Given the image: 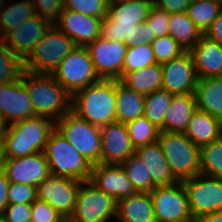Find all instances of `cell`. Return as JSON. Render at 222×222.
Returning <instances> with one entry per match:
<instances>
[{
	"mask_svg": "<svg viewBox=\"0 0 222 222\" xmlns=\"http://www.w3.org/2000/svg\"><path fill=\"white\" fill-rule=\"evenodd\" d=\"M21 80L30 96L34 116H43L56 122L71 111L72 96L47 73L23 70Z\"/></svg>",
	"mask_w": 222,
	"mask_h": 222,
	"instance_id": "1",
	"label": "cell"
},
{
	"mask_svg": "<svg viewBox=\"0 0 222 222\" xmlns=\"http://www.w3.org/2000/svg\"><path fill=\"white\" fill-rule=\"evenodd\" d=\"M115 97L116 80L100 79L72 95L71 111L101 127L116 121Z\"/></svg>",
	"mask_w": 222,
	"mask_h": 222,
	"instance_id": "2",
	"label": "cell"
},
{
	"mask_svg": "<svg viewBox=\"0 0 222 222\" xmlns=\"http://www.w3.org/2000/svg\"><path fill=\"white\" fill-rule=\"evenodd\" d=\"M56 122L43 116H32L7 125L4 135L7 158H20L43 152Z\"/></svg>",
	"mask_w": 222,
	"mask_h": 222,
	"instance_id": "3",
	"label": "cell"
},
{
	"mask_svg": "<svg viewBox=\"0 0 222 222\" xmlns=\"http://www.w3.org/2000/svg\"><path fill=\"white\" fill-rule=\"evenodd\" d=\"M153 5L152 0H122L109 4L107 16L101 21L100 35L131 47L136 25L146 21Z\"/></svg>",
	"mask_w": 222,
	"mask_h": 222,
	"instance_id": "4",
	"label": "cell"
},
{
	"mask_svg": "<svg viewBox=\"0 0 222 222\" xmlns=\"http://www.w3.org/2000/svg\"><path fill=\"white\" fill-rule=\"evenodd\" d=\"M43 153L46 155L50 175L79 181L90 179L92 165L55 130L50 134Z\"/></svg>",
	"mask_w": 222,
	"mask_h": 222,
	"instance_id": "5",
	"label": "cell"
},
{
	"mask_svg": "<svg viewBox=\"0 0 222 222\" xmlns=\"http://www.w3.org/2000/svg\"><path fill=\"white\" fill-rule=\"evenodd\" d=\"M158 143L178 181L193 178L200 173V148L183 132L160 131Z\"/></svg>",
	"mask_w": 222,
	"mask_h": 222,
	"instance_id": "6",
	"label": "cell"
},
{
	"mask_svg": "<svg viewBox=\"0 0 222 222\" xmlns=\"http://www.w3.org/2000/svg\"><path fill=\"white\" fill-rule=\"evenodd\" d=\"M76 47L71 38L55 25H51L24 61V69L34 73L52 74L58 64Z\"/></svg>",
	"mask_w": 222,
	"mask_h": 222,
	"instance_id": "7",
	"label": "cell"
},
{
	"mask_svg": "<svg viewBox=\"0 0 222 222\" xmlns=\"http://www.w3.org/2000/svg\"><path fill=\"white\" fill-rule=\"evenodd\" d=\"M56 129L92 166L101 163L100 126L70 111L56 121Z\"/></svg>",
	"mask_w": 222,
	"mask_h": 222,
	"instance_id": "8",
	"label": "cell"
},
{
	"mask_svg": "<svg viewBox=\"0 0 222 222\" xmlns=\"http://www.w3.org/2000/svg\"><path fill=\"white\" fill-rule=\"evenodd\" d=\"M117 201L89 180L81 181L74 210L66 222H108L116 216Z\"/></svg>",
	"mask_w": 222,
	"mask_h": 222,
	"instance_id": "9",
	"label": "cell"
},
{
	"mask_svg": "<svg viewBox=\"0 0 222 222\" xmlns=\"http://www.w3.org/2000/svg\"><path fill=\"white\" fill-rule=\"evenodd\" d=\"M52 76L72 96L100 80L86 47L77 46L52 72Z\"/></svg>",
	"mask_w": 222,
	"mask_h": 222,
	"instance_id": "10",
	"label": "cell"
},
{
	"mask_svg": "<svg viewBox=\"0 0 222 222\" xmlns=\"http://www.w3.org/2000/svg\"><path fill=\"white\" fill-rule=\"evenodd\" d=\"M150 197L156 222H195L182 181L171 186L155 187Z\"/></svg>",
	"mask_w": 222,
	"mask_h": 222,
	"instance_id": "11",
	"label": "cell"
},
{
	"mask_svg": "<svg viewBox=\"0 0 222 222\" xmlns=\"http://www.w3.org/2000/svg\"><path fill=\"white\" fill-rule=\"evenodd\" d=\"M194 221L202 216L222 211V178L197 174L182 181Z\"/></svg>",
	"mask_w": 222,
	"mask_h": 222,
	"instance_id": "12",
	"label": "cell"
},
{
	"mask_svg": "<svg viewBox=\"0 0 222 222\" xmlns=\"http://www.w3.org/2000/svg\"><path fill=\"white\" fill-rule=\"evenodd\" d=\"M100 79L119 80L128 46L101 35L86 46Z\"/></svg>",
	"mask_w": 222,
	"mask_h": 222,
	"instance_id": "13",
	"label": "cell"
},
{
	"mask_svg": "<svg viewBox=\"0 0 222 222\" xmlns=\"http://www.w3.org/2000/svg\"><path fill=\"white\" fill-rule=\"evenodd\" d=\"M81 181L49 175L37 187V198L48 203L66 221L70 218Z\"/></svg>",
	"mask_w": 222,
	"mask_h": 222,
	"instance_id": "14",
	"label": "cell"
},
{
	"mask_svg": "<svg viewBox=\"0 0 222 222\" xmlns=\"http://www.w3.org/2000/svg\"><path fill=\"white\" fill-rule=\"evenodd\" d=\"M162 89L172 95L194 94L198 76L189 51L161 65Z\"/></svg>",
	"mask_w": 222,
	"mask_h": 222,
	"instance_id": "15",
	"label": "cell"
},
{
	"mask_svg": "<svg viewBox=\"0 0 222 222\" xmlns=\"http://www.w3.org/2000/svg\"><path fill=\"white\" fill-rule=\"evenodd\" d=\"M50 27L47 20L36 14L8 32L1 40L24 62Z\"/></svg>",
	"mask_w": 222,
	"mask_h": 222,
	"instance_id": "16",
	"label": "cell"
},
{
	"mask_svg": "<svg viewBox=\"0 0 222 222\" xmlns=\"http://www.w3.org/2000/svg\"><path fill=\"white\" fill-rule=\"evenodd\" d=\"M3 170L10 182L35 187L50 175L48 161L43 152L20 158H7Z\"/></svg>",
	"mask_w": 222,
	"mask_h": 222,
	"instance_id": "17",
	"label": "cell"
},
{
	"mask_svg": "<svg viewBox=\"0 0 222 222\" xmlns=\"http://www.w3.org/2000/svg\"><path fill=\"white\" fill-rule=\"evenodd\" d=\"M100 130L102 164L120 165L135 153L126 124L114 121L101 126Z\"/></svg>",
	"mask_w": 222,
	"mask_h": 222,
	"instance_id": "18",
	"label": "cell"
},
{
	"mask_svg": "<svg viewBox=\"0 0 222 222\" xmlns=\"http://www.w3.org/2000/svg\"><path fill=\"white\" fill-rule=\"evenodd\" d=\"M0 114L7 125L34 116L30 96L21 78L0 84Z\"/></svg>",
	"mask_w": 222,
	"mask_h": 222,
	"instance_id": "19",
	"label": "cell"
},
{
	"mask_svg": "<svg viewBox=\"0 0 222 222\" xmlns=\"http://www.w3.org/2000/svg\"><path fill=\"white\" fill-rule=\"evenodd\" d=\"M89 181L116 201L137 193L121 165H93Z\"/></svg>",
	"mask_w": 222,
	"mask_h": 222,
	"instance_id": "20",
	"label": "cell"
},
{
	"mask_svg": "<svg viewBox=\"0 0 222 222\" xmlns=\"http://www.w3.org/2000/svg\"><path fill=\"white\" fill-rule=\"evenodd\" d=\"M101 21L92 16L62 10L54 25L71 38L76 46L86 47L100 36Z\"/></svg>",
	"mask_w": 222,
	"mask_h": 222,
	"instance_id": "21",
	"label": "cell"
},
{
	"mask_svg": "<svg viewBox=\"0 0 222 222\" xmlns=\"http://www.w3.org/2000/svg\"><path fill=\"white\" fill-rule=\"evenodd\" d=\"M198 78L222 76V46L205 35L189 51Z\"/></svg>",
	"mask_w": 222,
	"mask_h": 222,
	"instance_id": "22",
	"label": "cell"
},
{
	"mask_svg": "<svg viewBox=\"0 0 222 222\" xmlns=\"http://www.w3.org/2000/svg\"><path fill=\"white\" fill-rule=\"evenodd\" d=\"M135 153L148 169L154 187L171 186L178 182L158 141L136 148Z\"/></svg>",
	"mask_w": 222,
	"mask_h": 222,
	"instance_id": "23",
	"label": "cell"
},
{
	"mask_svg": "<svg viewBox=\"0 0 222 222\" xmlns=\"http://www.w3.org/2000/svg\"><path fill=\"white\" fill-rule=\"evenodd\" d=\"M118 222H156L149 192H137L117 201Z\"/></svg>",
	"mask_w": 222,
	"mask_h": 222,
	"instance_id": "24",
	"label": "cell"
},
{
	"mask_svg": "<svg viewBox=\"0 0 222 222\" xmlns=\"http://www.w3.org/2000/svg\"><path fill=\"white\" fill-rule=\"evenodd\" d=\"M194 96L197 110L222 121V76L198 78Z\"/></svg>",
	"mask_w": 222,
	"mask_h": 222,
	"instance_id": "25",
	"label": "cell"
},
{
	"mask_svg": "<svg viewBox=\"0 0 222 222\" xmlns=\"http://www.w3.org/2000/svg\"><path fill=\"white\" fill-rule=\"evenodd\" d=\"M184 134L192 143L201 148L222 136V121L208 113L196 110Z\"/></svg>",
	"mask_w": 222,
	"mask_h": 222,
	"instance_id": "26",
	"label": "cell"
},
{
	"mask_svg": "<svg viewBox=\"0 0 222 222\" xmlns=\"http://www.w3.org/2000/svg\"><path fill=\"white\" fill-rule=\"evenodd\" d=\"M196 110L194 94L173 95L164 118V131L184 133Z\"/></svg>",
	"mask_w": 222,
	"mask_h": 222,
	"instance_id": "27",
	"label": "cell"
},
{
	"mask_svg": "<svg viewBox=\"0 0 222 222\" xmlns=\"http://www.w3.org/2000/svg\"><path fill=\"white\" fill-rule=\"evenodd\" d=\"M119 81L138 94L147 96L162 89V67L155 63L144 69L126 72L122 74Z\"/></svg>",
	"mask_w": 222,
	"mask_h": 222,
	"instance_id": "28",
	"label": "cell"
},
{
	"mask_svg": "<svg viewBox=\"0 0 222 222\" xmlns=\"http://www.w3.org/2000/svg\"><path fill=\"white\" fill-rule=\"evenodd\" d=\"M145 96L116 80V121L126 124L144 113Z\"/></svg>",
	"mask_w": 222,
	"mask_h": 222,
	"instance_id": "29",
	"label": "cell"
},
{
	"mask_svg": "<svg viewBox=\"0 0 222 222\" xmlns=\"http://www.w3.org/2000/svg\"><path fill=\"white\" fill-rule=\"evenodd\" d=\"M169 21V35L185 51H190L204 35L189 18L187 12L171 13Z\"/></svg>",
	"mask_w": 222,
	"mask_h": 222,
	"instance_id": "30",
	"label": "cell"
},
{
	"mask_svg": "<svg viewBox=\"0 0 222 222\" xmlns=\"http://www.w3.org/2000/svg\"><path fill=\"white\" fill-rule=\"evenodd\" d=\"M36 15L32 0L9 4L0 10V39L23 21Z\"/></svg>",
	"mask_w": 222,
	"mask_h": 222,
	"instance_id": "31",
	"label": "cell"
},
{
	"mask_svg": "<svg viewBox=\"0 0 222 222\" xmlns=\"http://www.w3.org/2000/svg\"><path fill=\"white\" fill-rule=\"evenodd\" d=\"M173 95L159 89L145 96L143 115L160 131H164V118L170 107Z\"/></svg>",
	"mask_w": 222,
	"mask_h": 222,
	"instance_id": "32",
	"label": "cell"
},
{
	"mask_svg": "<svg viewBox=\"0 0 222 222\" xmlns=\"http://www.w3.org/2000/svg\"><path fill=\"white\" fill-rule=\"evenodd\" d=\"M222 10V0L192 1L187 9L189 18L204 34Z\"/></svg>",
	"mask_w": 222,
	"mask_h": 222,
	"instance_id": "33",
	"label": "cell"
},
{
	"mask_svg": "<svg viewBox=\"0 0 222 222\" xmlns=\"http://www.w3.org/2000/svg\"><path fill=\"white\" fill-rule=\"evenodd\" d=\"M128 179L137 192H152L154 185L144 162L133 153L127 160L120 164Z\"/></svg>",
	"mask_w": 222,
	"mask_h": 222,
	"instance_id": "34",
	"label": "cell"
},
{
	"mask_svg": "<svg viewBox=\"0 0 222 222\" xmlns=\"http://www.w3.org/2000/svg\"><path fill=\"white\" fill-rule=\"evenodd\" d=\"M200 173L222 178V136L200 148Z\"/></svg>",
	"mask_w": 222,
	"mask_h": 222,
	"instance_id": "35",
	"label": "cell"
},
{
	"mask_svg": "<svg viewBox=\"0 0 222 222\" xmlns=\"http://www.w3.org/2000/svg\"><path fill=\"white\" fill-rule=\"evenodd\" d=\"M132 146L136 149L158 141L160 129L144 115L126 123Z\"/></svg>",
	"mask_w": 222,
	"mask_h": 222,
	"instance_id": "36",
	"label": "cell"
},
{
	"mask_svg": "<svg viewBox=\"0 0 222 222\" xmlns=\"http://www.w3.org/2000/svg\"><path fill=\"white\" fill-rule=\"evenodd\" d=\"M24 62L0 39V84L20 79Z\"/></svg>",
	"mask_w": 222,
	"mask_h": 222,
	"instance_id": "37",
	"label": "cell"
},
{
	"mask_svg": "<svg viewBox=\"0 0 222 222\" xmlns=\"http://www.w3.org/2000/svg\"><path fill=\"white\" fill-rule=\"evenodd\" d=\"M157 63L151 44H140L127 48L122 74L144 69L146 66Z\"/></svg>",
	"mask_w": 222,
	"mask_h": 222,
	"instance_id": "38",
	"label": "cell"
},
{
	"mask_svg": "<svg viewBox=\"0 0 222 222\" xmlns=\"http://www.w3.org/2000/svg\"><path fill=\"white\" fill-rule=\"evenodd\" d=\"M155 60L162 65L186 52L170 35L155 38L151 42Z\"/></svg>",
	"mask_w": 222,
	"mask_h": 222,
	"instance_id": "39",
	"label": "cell"
},
{
	"mask_svg": "<svg viewBox=\"0 0 222 222\" xmlns=\"http://www.w3.org/2000/svg\"><path fill=\"white\" fill-rule=\"evenodd\" d=\"M63 10L103 19L107 16L108 3L106 0H64Z\"/></svg>",
	"mask_w": 222,
	"mask_h": 222,
	"instance_id": "40",
	"label": "cell"
},
{
	"mask_svg": "<svg viewBox=\"0 0 222 222\" xmlns=\"http://www.w3.org/2000/svg\"><path fill=\"white\" fill-rule=\"evenodd\" d=\"M8 203L32 204L37 200V187L23 183L10 182L7 192Z\"/></svg>",
	"mask_w": 222,
	"mask_h": 222,
	"instance_id": "41",
	"label": "cell"
},
{
	"mask_svg": "<svg viewBox=\"0 0 222 222\" xmlns=\"http://www.w3.org/2000/svg\"><path fill=\"white\" fill-rule=\"evenodd\" d=\"M64 0H32L35 13L54 25L63 10Z\"/></svg>",
	"mask_w": 222,
	"mask_h": 222,
	"instance_id": "42",
	"label": "cell"
},
{
	"mask_svg": "<svg viewBox=\"0 0 222 222\" xmlns=\"http://www.w3.org/2000/svg\"><path fill=\"white\" fill-rule=\"evenodd\" d=\"M169 18L170 13L160 10L153 5L146 22L150 26L151 34L155 38L169 35Z\"/></svg>",
	"mask_w": 222,
	"mask_h": 222,
	"instance_id": "43",
	"label": "cell"
},
{
	"mask_svg": "<svg viewBox=\"0 0 222 222\" xmlns=\"http://www.w3.org/2000/svg\"><path fill=\"white\" fill-rule=\"evenodd\" d=\"M31 220L33 222H66L48 203L38 199L31 204Z\"/></svg>",
	"mask_w": 222,
	"mask_h": 222,
	"instance_id": "44",
	"label": "cell"
},
{
	"mask_svg": "<svg viewBox=\"0 0 222 222\" xmlns=\"http://www.w3.org/2000/svg\"><path fill=\"white\" fill-rule=\"evenodd\" d=\"M3 215L6 222H28L31 220V204L8 203Z\"/></svg>",
	"mask_w": 222,
	"mask_h": 222,
	"instance_id": "45",
	"label": "cell"
},
{
	"mask_svg": "<svg viewBox=\"0 0 222 222\" xmlns=\"http://www.w3.org/2000/svg\"><path fill=\"white\" fill-rule=\"evenodd\" d=\"M192 0H154V5L168 13L187 12Z\"/></svg>",
	"mask_w": 222,
	"mask_h": 222,
	"instance_id": "46",
	"label": "cell"
},
{
	"mask_svg": "<svg viewBox=\"0 0 222 222\" xmlns=\"http://www.w3.org/2000/svg\"><path fill=\"white\" fill-rule=\"evenodd\" d=\"M154 39L155 37L151 34L150 26L145 21L136 25V29L132 33V46L151 44Z\"/></svg>",
	"mask_w": 222,
	"mask_h": 222,
	"instance_id": "47",
	"label": "cell"
},
{
	"mask_svg": "<svg viewBox=\"0 0 222 222\" xmlns=\"http://www.w3.org/2000/svg\"><path fill=\"white\" fill-rule=\"evenodd\" d=\"M204 35L209 39L218 42L222 46V10Z\"/></svg>",
	"mask_w": 222,
	"mask_h": 222,
	"instance_id": "48",
	"label": "cell"
},
{
	"mask_svg": "<svg viewBox=\"0 0 222 222\" xmlns=\"http://www.w3.org/2000/svg\"><path fill=\"white\" fill-rule=\"evenodd\" d=\"M10 181L7 179L5 171L0 170V213L4 212L8 204L7 192Z\"/></svg>",
	"mask_w": 222,
	"mask_h": 222,
	"instance_id": "49",
	"label": "cell"
},
{
	"mask_svg": "<svg viewBox=\"0 0 222 222\" xmlns=\"http://www.w3.org/2000/svg\"><path fill=\"white\" fill-rule=\"evenodd\" d=\"M197 222H222V211L204 215Z\"/></svg>",
	"mask_w": 222,
	"mask_h": 222,
	"instance_id": "50",
	"label": "cell"
},
{
	"mask_svg": "<svg viewBox=\"0 0 222 222\" xmlns=\"http://www.w3.org/2000/svg\"><path fill=\"white\" fill-rule=\"evenodd\" d=\"M7 160L5 141L4 138H0V170L3 169L4 163Z\"/></svg>",
	"mask_w": 222,
	"mask_h": 222,
	"instance_id": "51",
	"label": "cell"
},
{
	"mask_svg": "<svg viewBox=\"0 0 222 222\" xmlns=\"http://www.w3.org/2000/svg\"><path fill=\"white\" fill-rule=\"evenodd\" d=\"M6 128L7 124L3 116L0 114V138H4V135L6 134Z\"/></svg>",
	"mask_w": 222,
	"mask_h": 222,
	"instance_id": "52",
	"label": "cell"
},
{
	"mask_svg": "<svg viewBox=\"0 0 222 222\" xmlns=\"http://www.w3.org/2000/svg\"><path fill=\"white\" fill-rule=\"evenodd\" d=\"M0 222H6V219L3 213H0Z\"/></svg>",
	"mask_w": 222,
	"mask_h": 222,
	"instance_id": "53",
	"label": "cell"
},
{
	"mask_svg": "<svg viewBox=\"0 0 222 222\" xmlns=\"http://www.w3.org/2000/svg\"><path fill=\"white\" fill-rule=\"evenodd\" d=\"M108 5L109 4H112V3H115V2H119V1H122V0H106Z\"/></svg>",
	"mask_w": 222,
	"mask_h": 222,
	"instance_id": "54",
	"label": "cell"
},
{
	"mask_svg": "<svg viewBox=\"0 0 222 222\" xmlns=\"http://www.w3.org/2000/svg\"><path fill=\"white\" fill-rule=\"evenodd\" d=\"M3 5H7V4H5L4 0H0V10L3 7Z\"/></svg>",
	"mask_w": 222,
	"mask_h": 222,
	"instance_id": "55",
	"label": "cell"
}]
</instances>
